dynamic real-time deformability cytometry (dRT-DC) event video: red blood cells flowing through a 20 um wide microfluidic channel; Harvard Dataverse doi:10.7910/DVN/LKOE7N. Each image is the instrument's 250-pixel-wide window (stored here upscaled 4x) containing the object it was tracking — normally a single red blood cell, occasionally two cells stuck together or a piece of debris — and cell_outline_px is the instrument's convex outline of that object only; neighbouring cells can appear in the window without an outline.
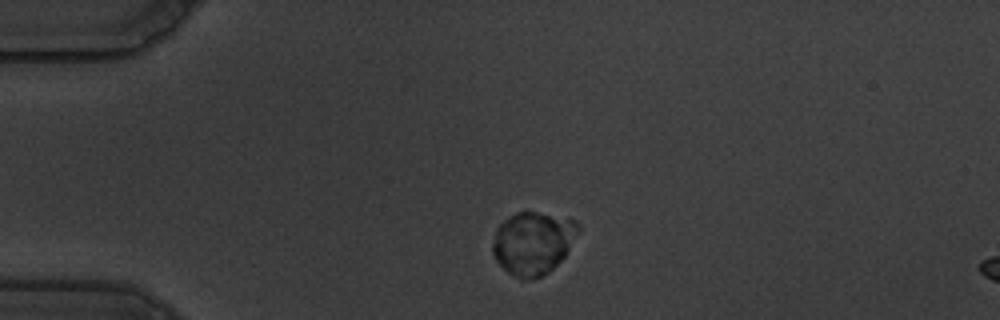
{"species": "common noctule bat (a hibernating species)", "species_latin": "Nyctalus noctula", "temperature_condition": "warm", "stored_images_in_passage": 34, "camera_frame_rate_fps": 3000, "um_per_image_px": 0.085, "animal": {"sex": "male", "body_mass_g": 19.5, "forearm_length_mm": 54.6}, "frame": {"image": 1, "passage_image": 5, "time_ms": 1.333, "image_size_px": [1000, 320], "cell_outline_px": [[580, 228], [564, 256], [548, 272], [532, 280], [520, 280], [508, 272], [496, 260], [492, 252], [492, 244], [496, 228], [504, 220], [516, 212], [536, 212], [576, 220], [580, 224]], "centroid_in_image_um": [45.28, 20.66], "position_along_channel_um": 39.7, "area_um2": 31.1}}
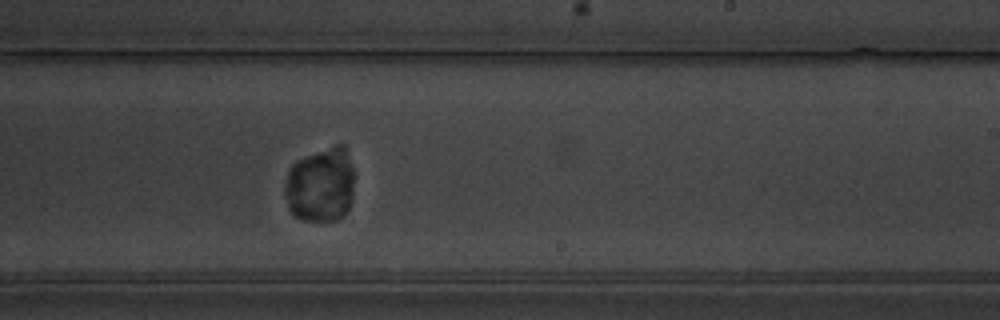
{"frame": {"image": 2, "passage_image": 28, "time_ms": 9.0, "image_size_px": [1000, 320], "cell_outline_px": [[352, 200], [348, 208], [336, 220], [300, 220], [292, 216], [288, 208], [284, 196], [284, 188], [288, 172], [292, 164], [296, 160], [332, 144], [344, 144], [352, 168]], "centroid_in_image_um": [27.2, 15.7], "position_along_channel_um": 261.8, "area_um2": 30.46}}
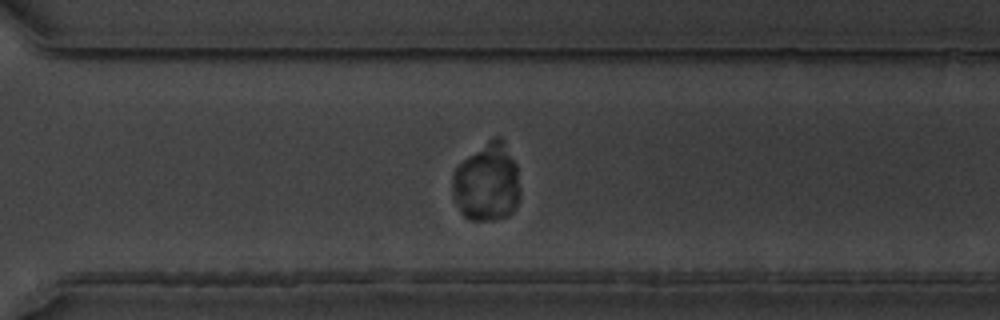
{"frame": {"image": 3, "passage_image": 34, "time_ms": 11.0, "image_size_px": [1000, 320], "cell_outline_px": [[520, 196], [512, 212], [508, 216], [496, 220], [468, 220], [460, 212], [452, 196], [452, 172], [468, 156], [492, 136], [500, 136], [516, 164], [520, 192]], "centroid_in_image_um": [41.37, 15.52], "position_along_channel_um": 329.2, "area_um2": 31.04}}